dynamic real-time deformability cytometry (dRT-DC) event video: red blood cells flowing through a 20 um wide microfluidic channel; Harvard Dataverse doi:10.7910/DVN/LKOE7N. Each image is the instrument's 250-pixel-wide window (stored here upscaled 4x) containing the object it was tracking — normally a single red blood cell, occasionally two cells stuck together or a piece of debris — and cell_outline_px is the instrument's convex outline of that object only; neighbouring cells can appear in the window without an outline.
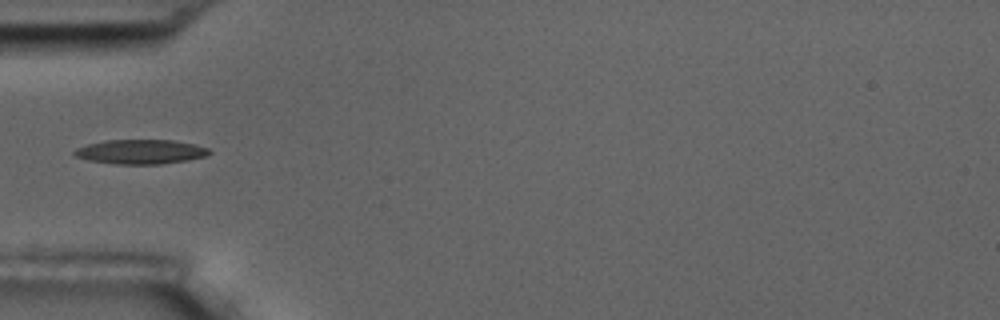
{"species": "common noctule bat (a hibernating species)", "species_latin": "Nyctalus noctula", "temperature_condition": "room temperature", "stored_images_in_passage": 11, "camera_frame_rate_fps": 3000, "um_per_image_px": 0.085, "animal": {"sex": "male", "body_mass_g": 17.5, "forearm_length_mm": 52.3}, "frame": {"image": 1, "passage_image": 1, "time_ms": 0.0, "image_size_px": [1000, 320], "cell_outline_px": [[212, 152], [204, 156], [188, 160], [160, 164], [116, 164], [88, 160], [76, 156], [72, 152], [76, 148], [88, 144], [108, 140], [172, 140], [196, 144], [208, 148]], "centroid_in_image_um": [11.96, 12.9], "position_along_channel_um": 73.0, "area_um2": 19.13}}
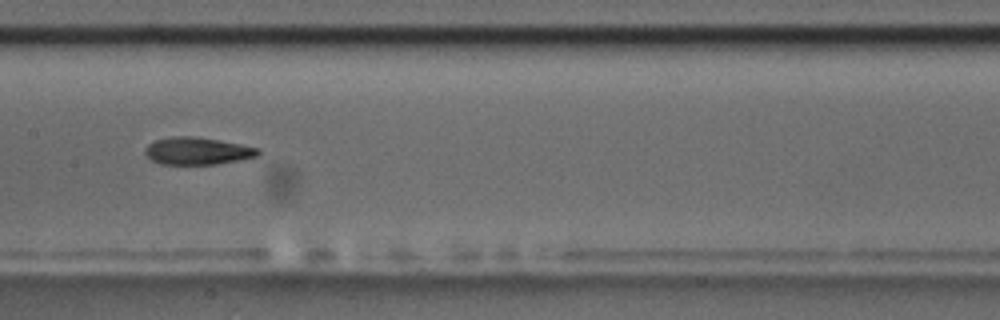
{"frame": {"image": 2, "passage_image": 4, "time_ms": 3.333, "image_size_px": [1000, 320], "cell_outline_px": [[260, 152], [256, 156], [216, 164], [160, 164], [152, 160], [144, 152], [144, 148], [148, 144], [156, 140], [172, 136], [196, 136], [240, 144], [260, 148]], "centroid_in_image_um": [16.74, 12.82], "position_along_channel_um": 190.7, "area_um2": 17.86}}
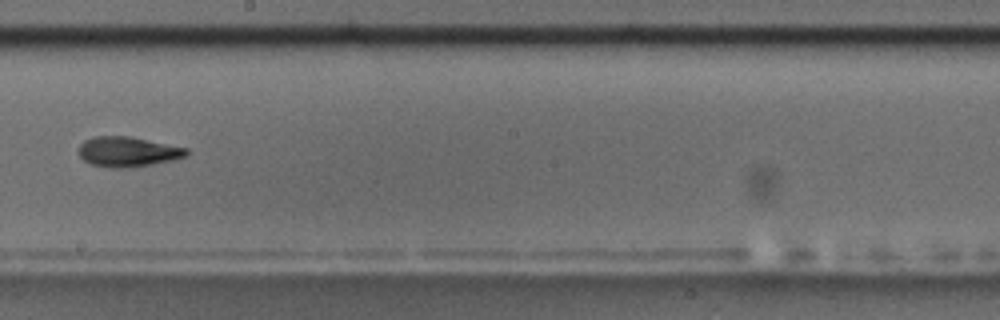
{"frame": {"image": 3, "passage_image": 5, "time_ms": 4.667, "image_size_px": [1000, 320], "cell_outline_px": [[188, 156], [172, 160], [152, 164], [128, 168], [112, 168], [92, 164], [84, 160], [80, 156], [80, 144], [84, 140], [92, 136], [128, 136], [188, 148]], "centroid_in_image_um": [10.87, 12.89], "position_along_channel_um": 237.3, "area_um2": 18.79}}